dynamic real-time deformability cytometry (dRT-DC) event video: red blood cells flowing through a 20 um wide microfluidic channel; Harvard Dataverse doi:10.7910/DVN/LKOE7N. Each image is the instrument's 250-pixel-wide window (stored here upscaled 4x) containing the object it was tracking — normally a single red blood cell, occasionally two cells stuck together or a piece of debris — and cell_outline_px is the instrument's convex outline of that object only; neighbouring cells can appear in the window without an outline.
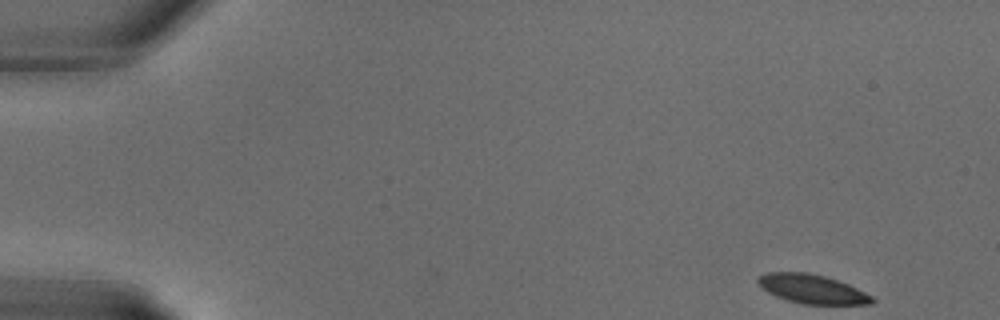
{"species": "common noctule bat (a hibernating species)", "species_latin": "Nyctalus noctula", "temperature_condition": "warm", "stored_images_in_passage": 28, "camera_frame_rate_fps": 3000, "um_per_image_px": 0.085, "animal": {"sex": "male", "body_mass_g": 18.8}, "frame": {"image": 1, "passage_image": 1, "time_ms": 0.0, "image_size_px": [1000, 320], "cell_outline_px": [[876, 300], [872, 304], [804, 304], [788, 300], [776, 296], [760, 288], [756, 280], [764, 272], [808, 272], [824, 276], [848, 284], [872, 296]], "centroid_in_image_um": [69.0, 24.56], "position_along_channel_um": 16.0, "area_um2": 19.25}}
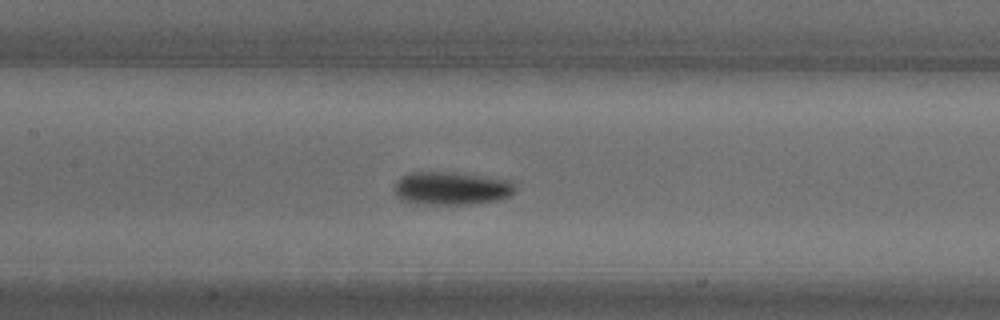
{"frame": {"image": 2, "passage_image": 13, "time_ms": 4.0, "image_size_px": [1000, 320], "cell_outline_px": [[516, 192], [512, 196], [500, 200], [476, 204], [412, 204], [400, 200], [396, 196], [392, 188], [396, 180], [400, 176], [408, 172], [452, 172], [512, 180], [516, 188]], "centroid_in_image_um": [38.35, 16.02], "position_along_channel_um": 169.1, "area_um2": 24.1}}
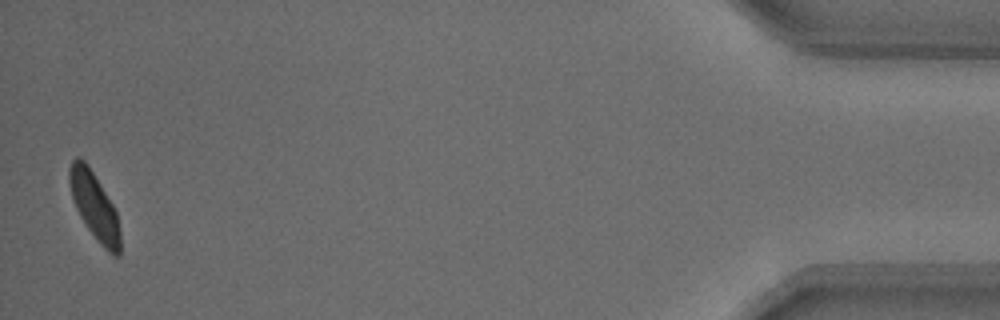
{"frame": {"image": 3, "passage_image": 28, "time_ms": 9.0, "image_size_px": [1000, 320], "cell_outline_px": [[120, 256], [112, 256], [100, 244], [88, 228], [80, 216], [72, 200], [68, 180], [68, 168], [72, 160], [76, 156], [80, 156], [88, 164], [112, 204], [116, 212], [120, 232]], "centroid_in_image_um": [8.0, 17.49], "position_along_channel_um": 427.2, "area_um2": 19.88}}